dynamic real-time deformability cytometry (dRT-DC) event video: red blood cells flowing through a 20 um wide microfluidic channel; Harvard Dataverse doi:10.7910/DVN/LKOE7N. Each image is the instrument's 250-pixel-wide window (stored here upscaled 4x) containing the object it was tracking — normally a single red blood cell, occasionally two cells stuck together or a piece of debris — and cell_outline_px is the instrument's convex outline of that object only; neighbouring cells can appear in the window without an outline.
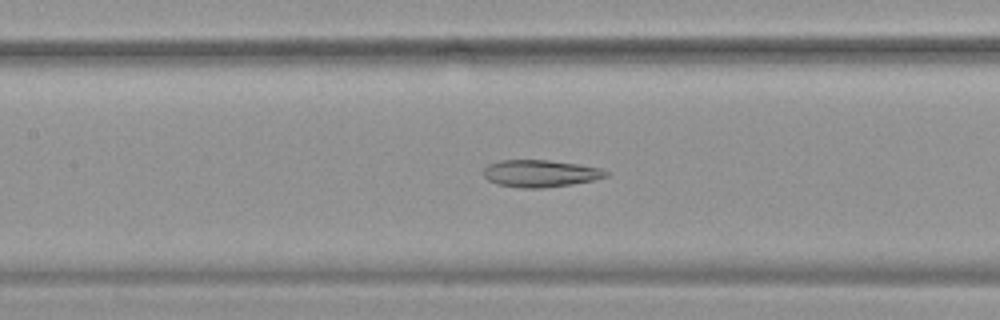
{"species": "common noctule bat (a hibernating species)", "species_latin": "Nyctalus noctula", "temperature_condition": "warm", "stored_images_in_passage": 53, "camera_frame_rate_fps": 3000, "um_per_image_px": 0.085, "animal": {"sex": "female", "body_mass_g": 19.9}, "frame": {"image": 1, "passage_image": 25, "time_ms": 8.0, "image_size_px": [1000, 320], "cell_outline_px": [[612, 172], [608, 176], [592, 180], [572, 184], [544, 188], [520, 188], [496, 184], [488, 180], [484, 176], [484, 168], [488, 164], [500, 160], [548, 160], [576, 164], [600, 168]], "centroid_in_image_um": [45.92, 14.75], "position_along_channel_um": 161.5, "area_um2": 19.42}}
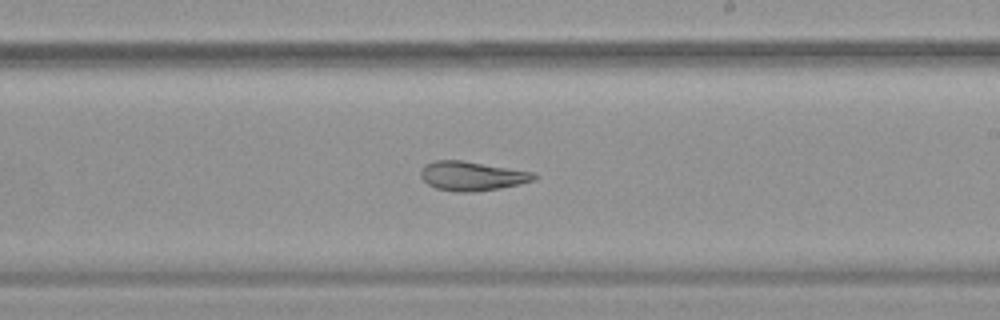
{"frame": {"image": 2, "passage_image": 32, "time_ms": 10.333, "image_size_px": [1000, 320], "cell_outline_px": [[540, 176], [536, 180], [520, 184], [500, 188], [472, 192], [456, 192], [436, 188], [428, 184], [420, 176], [420, 172], [424, 164], [432, 160], [460, 160], [532, 172]], "centroid_in_image_um": [40.11, 14.96], "position_along_channel_um": 248.9, "area_um2": 19.31}}
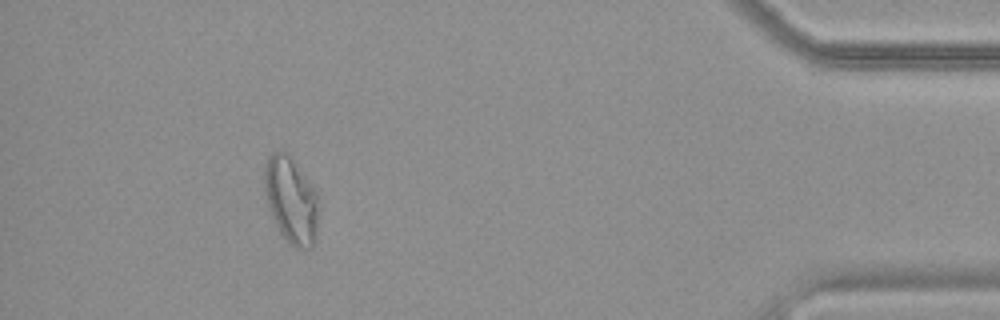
{"frame": {"image": 3, "passage_image": 49, "time_ms": 16.0, "image_size_px": [1000, 320], "cell_outline_px": [[320, 208], [316, 240], [312, 248], [296, 248], [288, 244], [280, 232], [272, 216], [264, 196], [264, 168], [268, 156], [272, 152], [288, 152], [316, 192]], "centroid_in_image_um": [24.76, 17.05], "position_along_channel_um": 410.4, "area_um2": 27.74}, "authors_computed_cell_mechanics": {"area_um2": 25.4898, "velocity_mm_per_s": 3.7639, "shape_relaxation_time_tau1_ms": null, "shape_relaxation_time_tau2_ms": 2.1841, "deformation_change_tau1": null, "deformation_change_tau2": 0.1032}}